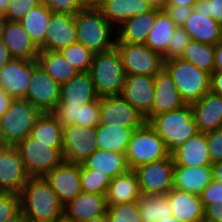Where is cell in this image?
Returning <instances> with one entry per match:
<instances>
[{"mask_svg":"<svg viewBox=\"0 0 222 222\" xmlns=\"http://www.w3.org/2000/svg\"><path fill=\"white\" fill-rule=\"evenodd\" d=\"M198 0H165L164 5L194 6Z\"/></svg>","mask_w":222,"mask_h":222,"instance_id":"58","label":"cell"},{"mask_svg":"<svg viewBox=\"0 0 222 222\" xmlns=\"http://www.w3.org/2000/svg\"><path fill=\"white\" fill-rule=\"evenodd\" d=\"M107 217L109 222H141L137 201L109 205Z\"/></svg>","mask_w":222,"mask_h":222,"instance_id":"41","label":"cell"},{"mask_svg":"<svg viewBox=\"0 0 222 222\" xmlns=\"http://www.w3.org/2000/svg\"><path fill=\"white\" fill-rule=\"evenodd\" d=\"M153 8L148 0H107L99 11L116 28L131 17L147 13Z\"/></svg>","mask_w":222,"mask_h":222,"instance_id":"29","label":"cell"},{"mask_svg":"<svg viewBox=\"0 0 222 222\" xmlns=\"http://www.w3.org/2000/svg\"><path fill=\"white\" fill-rule=\"evenodd\" d=\"M172 156L133 169L141 195H166L173 188Z\"/></svg>","mask_w":222,"mask_h":222,"instance_id":"10","label":"cell"},{"mask_svg":"<svg viewBox=\"0 0 222 222\" xmlns=\"http://www.w3.org/2000/svg\"><path fill=\"white\" fill-rule=\"evenodd\" d=\"M204 217L214 222H222V205H207L204 208Z\"/></svg>","mask_w":222,"mask_h":222,"instance_id":"52","label":"cell"},{"mask_svg":"<svg viewBox=\"0 0 222 222\" xmlns=\"http://www.w3.org/2000/svg\"><path fill=\"white\" fill-rule=\"evenodd\" d=\"M4 222H28V220L23 214V212L20 210L17 214H15L13 217L7 219Z\"/></svg>","mask_w":222,"mask_h":222,"instance_id":"59","label":"cell"},{"mask_svg":"<svg viewBox=\"0 0 222 222\" xmlns=\"http://www.w3.org/2000/svg\"><path fill=\"white\" fill-rule=\"evenodd\" d=\"M148 123L162 138L170 153L198 132L191 104L158 114Z\"/></svg>","mask_w":222,"mask_h":222,"instance_id":"3","label":"cell"},{"mask_svg":"<svg viewBox=\"0 0 222 222\" xmlns=\"http://www.w3.org/2000/svg\"><path fill=\"white\" fill-rule=\"evenodd\" d=\"M158 222H182V221L178 220L175 216L171 215V216H168L164 219L162 218Z\"/></svg>","mask_w":222,"mask_h":222,"instance_id":"64","label":"cell"},{"mask_svg":"<svg viewBox=\"0 0 222 222\" xmlns=\"http://www.w3.org/2000/svg\"><path fill=\"white\" fill-rule=\"evenodd\" d=\"M154 7L163 8L165 0H148Z\"/></svg>","mask_w":222,"mask_h":222,"instance_id":"63","label":"cell"},{"mask_svg":"<svg viewBox=\"0 0 222 222\" xmlns=\"http://www.w3.org/2000/svg\"><path fill=\"white\" fill-rule=\"evenodd\" d=\"M164 68L171 75L185 104L200 100L210 91V74L181 58L164 60Z\"/></svg>","mask_w":222,"mask_h":222,"instance_id":"6","label":"cell"},{"mask_svg":"<svg viewBox=\"0 0 222 222\" xmlns=\"http://www.w3.org/2000/svg\"><path fill=\"white\" fill-rule=\"evenodd\" d=\"M44 177L64 206L82 192L80 164L63 161Z\"/></svg>","mask_w":222,"mask_h":222,"instance_id":"15","label":"cell"},{"mask_svg":"<svg viewBox=\"0 0 222 222\" xmlns=\"http://www.w3.org/2000/svg\"><path fill=\"white\" fill-rule=\"evenodd\" d=\"M79 105H69V103H57L56 107L50 112L58 123L62 126L76 125V112Z\"/></svg>","mask_w":222,"mask_h":222,"instance_id":"46","label":"cell"},{"mask_svg":"<svg viewBox=\"0 0 222 222\" xmlns=\"http://www.w3.org/2000/svg\"><path fill=\"white\" fill-rule=\"evenodd\" d=\"M161 10V8L154 7L147 13L136 15L124 21L116 27V43L144 44L155 24L156 16Z\"/></svg>","mask_w":222,"mask_h":222,"instance_id":"24","label":"cell"},{"mask_svg":"<svg viewBox=\"0 0 222 222\" xmlns=\"http://www.w3.org/2000/svg\"><path fill=\"white\" fill-rule=\"evenodd\" d=\"M155 76L126 75L122 96L138 110L148 122L152 118L155 97Z\"/></svg>","mask_w":222,"mask_h":222,"instance_id":"17","label":"cell"},{"mask_svg":"<svg viewBox=\"0 0 222 222\" xmlns=\"http://www.w3.org/2000/svg\"><path fill=\"white\" fill-rule=\"evenodd\" d=\"M139 127H122L112 125H98L96 127L97 149L109 150L125 154L132 134Z\"/></svg>","mask_w":222,"mask_h":222,"instance_id":"32","label":"cell"},{"mask_svg":"<svg viewBox=\"0 0 222 222\" xmlns=\"http://www.w3.org/2000/svg\"><path fill=\"white\" fill-rule=\"evenodd\" d=\"M154 92L152 118L164 112L178 110L186 105L181 99L171 75L164 67L155 75Z\"/></svg>","mask_w":222,"mask_h":222,"instance_id":"22","label":"cell"},{"mask_svg":"<svg viewBox=\"0 0 222 222\" xmlns=\"http://www.w3.org/2000/svg\"><path fill=\"white\" fill-rule=\"evenodd\" d=\"M32 72L33 60L12 58L0 71V89L12 99L25 98Z\"/></svg>","mask_w":222,"mask_h":222,"instance_id":"16","label":"cell"},{"mask_svg":"<svg viewBox=\"0 0 222 222\" xmlns=\"http://www.w3.org/2000/svg\"><path fill=\"white\" fill-rule=\"evenodd\" d=\"M63 129L51 113H42L30 136L43 144H63Z\"/></svg>","mask_w":222,"mask_h":222,"instance_id":"38","label":"cell"},{"mask_svg":"<svg viewBox=\"0 0 222 222\" xmlns=\"http://www.w3.org/2000/svg\"><path fill=\"white\" fill-rule=\"evenodd\" d=\"M214 71H222V40L215 45V68Z\"/></svg>","mask_w":222,"mask_h":222,"instance_id":"56","label":"cell"},{"mask_svg":"<svg viewBox=\"0 0 222 222\" xmlns=\"http://www.w3.org/2000/svg\"><path fill=\"white\" fill-rule=\"evenodd\" d=\"M12 58L9 49L0 39V71Z\"/></svg>","mask_w":222,"mask_h":222,"instance_id":"54","label":"cell"},{"mask_svg":"<svg viewBox=\"0 0 222 222\" xmlns=\"http://www.w3.org/2000/svg\"><path fill=\"white\" fill-rule=\"evenodd\" d=\"M212 180L222 182V162L211 165Z\"/></svg>","mask_w":222,"mask_h":222,"instance_id":"57","label":"cell"},{"mask_svg":"<svg viewBox=\"0 0 222 222\" xmlns=\"http://www.w3.org/2000/svg\"><path fill=\"white\" fill-rule=\"evenodd\" d=\"M59 52L79 72L89 71L94 54L85 46L75 43L62 48Z\"/></svg>","mask_w":222,"mask_h":222,"instance_id":"40","label":"cell"},{"mask_svg":"<svg viewBox=\"0 0 222 222\" xmlns=\"http://www.w3.org/2000/svg\"><path fill=\"white\" fill-rule=\"evenodd\" d=\"M47 26L45 41L39 46L41 51H60L77 43L74 15L52 12Z\"/></svg>","mask_w":222,"mask_h":222,"instance_id":"18","label":"cell"},{"mask_svg":"<svg viewBox=\"0 0 222 222\" xmlns=\"http://www.w3.org/2000/svg\"><path fill=\"white\" fill-rule=\"evenodd\" d=\"M88 72L99 97L122 94L126 74L116 46L94 54Z\"/></svg>","mask_w":222,"mask_h":222,"instance_id":"4","label":"cell"},{"mask_svg":"<svg viewBox=\"0 0 222 222\" xmlns=\"http://www.w3.org/2000/svg\"><path fill=\"white\" fill-rule=\"evenodd\" d=\"M40 2L55 13H68L75 16L83 10L76 0H40Z\"/></svg>","mask_w":222,"mask_h":222,"instance_id":"48","label":"cell"},{"mask_svg":"<svg viewBox=\"0 0 222 222\" xmlns=\"http://www.w3.org/2000/svg\"><path fill=\"white\" fill-rule=\"evenodd\" d=\"M96 127L68 125L63 129L64 161L82 164L97 150Z\"/></svg>","mask_w":222,"mask_h":222,"instance_id":"12","label":"cell"},{"mask_svg":"<svg viewBox=\"0 0 222 222\" xmlns=\"http://www.w3.org/2000/svg\"><path fill=\"white\" fill-rule=\"evenodd\" d=\"M13 58L35 60L40 52L19 21L3 19L1 38Z\"/></svg>","mask_w":222,"mask_h":222,"instance_id":"19","label":"cell"},{"mask_svg":"<svg viewBox=\"0 0 222 222\" xmlns=\"http://www.w3.org/2000/svg\"><path fill=\"white\" fill-rule=\"evenodd\" d=\"M176 28L173 20L162 9L156 16L155 24L144 44L159 53L164 60H168V45Z\"/></svg>","mask_w":222,"mask_h":222,"instance_id":"33","label":"cell"},{"mask_svg":"<svg viewBox=\"0 0 222 222\" xmlns=\"http://www.w3.org/2000/svg\"><path fill=\"white\" fill-rule=\"evenodd\" d=\"M106 195L95 193H79L64 206V218L70 222H82L107 214Z\"/></svg>","mask_w":222,"mask_h":222,"instance_id":"20","label":"cell"},{"mask_svg":"<svg viewBox=\"0 0 222 222\" xmlns=\"http://www.w3.org/2000/svg\"><path fill=\"white\" fill-rule=\"evenodd\" d=\"M141 198L137 175L133 170L112 178L106 194L107 205L130 203Z\"/></svg>","mask_w":222,"mask_h":222,"instance_id":"30","label":"cell"},{"mask_svg":"<svg viewBox=\"0 0 222 222\" xmlns=\"http://www.w3.org/2000/svg\"><path fill=\"white\" fill-rule=\"evenodd\" d=\"M170 155L171 153L162 138L148 122L135 129L125 153L130 170L154 161L163 160Z\"/></svg>","mask_w":222,"mask_h":222,"instance_id":"7","label":"cell"},{"mask_svg":"<svg viewBox=\"0 0 222 222\" xmlns=\"http://www.w3.org/2000/svg\"><path fill=\"white\" fill-rule=\"evenodd\" d=\"M20 208L28 221L58 222L64 205L44 176L29 177L20 192Z\"/></svg>","mask_w":222,"mask_h":222,"instance_id":"1","label":"cell"},{"mask_svg":"<svg viewBox=\"0 0 222 222\" xmlns=\"http://www.w3.org/2000/svg\"><path fill=\"white\" fill-rule=\"evenodd\" d=\"M99 125L122 127H141L147 121L121 94L100 97Z\"/></svg>","mask_w":222,"mask_h":222,"instance_id":"13","label":"cell"},{"mask_svg":"<svg viewBox=\"0 0 222 222\" xmlns=\"http://www.w3.org/2000/svg\"><path fill=\"white\" fill-rule=\"evenodd\" d=\"M194 9L197 12H205L222 26V0H198Z\"/></svg>","mask_w":222,"mask_h":222,"instance_id":"49","label":"cell"},{"mask_svg":"<svg viewBox=\"0 0 222 222\" xmlns=\"http://www.w3.org/2000/svg\"><path fill=\"white\" fill-rule=\"evenodd\" d=\"M20 210V194L0 192V222L10 219Z\"/></svg>","mask_w":222,"mask_h":222,"instance_id":"44","label":"cell"},{"mask_svg":"<svg viewBox=\"0 0 222 222\" xmlns=\"http://www.w3.org/2000/svg\"><path fill=\"white\" fill-rule=\"evenodd\" d=\"M172 215L182 222H199L204 217L200 195L172 188L167 193Z\"/></svg>","mask_w":222,"mask_h":222,"instance_id":"27","label":"cell"},{"mask_svg":"<svg viewBox=\"0 0 222 222\" xmlns=\"http://www.w3.org/2000/svg\"><path fill=\"white\" fill-rule=\"evenodd\" d=\"M37 62L60 85L70 81L79 72L59 51L40 50Z\"/></svg>","mask_w":222,"mask_h":222,"instance_id":"34","label":"cell"},{"mask_svg":"<svg viewBox=\"0 0 222 222\" xmlns=\"http://www.w3.org/2000/svg\"><path fill=\"white\" fill-rule=\"evenodd\" d=\"M191 107L198 132L208 133L222 127V95L209 91Z\"/></svg>","mask_w":222,"mask_h":222,"instance_id":"21","label":"cell"},{"mask_svg":"<svg viewBox=\"0 0 222 222\" xmlns=\"http://www.w3.org/2000/svg\"><path fill=\"white\" fill-rule=\"evenodd\" d=\"M15 147L30 177L45 176L64 161L63 144H43L29 135Z\"/></svg>","mask_w":222,"mask_h":222,"instance_id":"8","label":"cell"},{"mask_svg":"<svg viewBox=\"0 0 222 222\" xmlns=\"http://www.w3.org/2000/svg\"><path fill=\"white\" fill-rule=\"evenodd\" d=\"M171 156L175 166H211V158L208 152L206 133L197 132L185 143L175 149Z\"/></svg>","mask_w":222,"mask_h":222,"instance_id":"23","label":"cell"},{"mask_svg":"<svg viewBox=\"0 0 222 222\" xmlns=\"http://www.w3.org/2000/svg\"><path fill=\"white\" fill-rule=\"evenodd\" d=\"M12 100L13 99L7 93L0 89V119L8 110Z\"/></svg>","mask_w":222,"mask_h":222,"instance_id":"55","label":"cell"},{"mask_svg":"<svg viewBox=\"0 0 222 222\" xmlns=\"http://www.w3.org/2000/svg\"><path fill=\"white\" fill-rule=\"evenodd\" d=\"M192 39L183 27H177L168 45V60L179 58Z\"/></svg>","mask_w":222,"mask_h":222,"instance_id":"45","label":"cell"},{"mask_svg":"<svg viewBox=\"0 0 222 222\" xmlns=\"http://www.w3.org/2000/svg\"><path fill=\"white\" fill-rule=\"evenodd\" d=\"M40 3V0H10L6 14L2 18L7 21H19Z\"/></svg>","mask_w":222,"mask_h":222,"instance_id":"43","label":"cell"},{"mask_svg":"<svg viewBox=\"0 0 222 222\" xmlns=\"http://www.w3.org/2000/svg\"><path fill=\"white\" fill-rule=\"evenodd\" d=\"M58 222H70V221H68V220H66L65 218H63V219H61V220L58 221Z\"/></svg>","mask_w":222,"mask_h":222,"instance_id":"68","label":"cell"},{"mask_svg":"<svg viewBox=\"0 0 222 222\" xmlns=\"http://www.w3.org/2000/svg\"><path fill=\"white\" fill-rule=\"evenodd\" d=\"M201 202L204 208L207 205H222V182L212 180L200 194Z\"/></svg>","mask_w":222,"mask_h":222,"instance_id":"50","label":"cell"},{"mask_svg":"<svg viewBox=\"0 0 222 222\" xmlns=\"http://www.w3.org/2000/svg\"><path fill=\"white\" fill-rule=\"evenodd\" d=\"M82 165L87 169L105 173L110 179L130 170L125 154L101 149H97Z\"/></svg>","mask_w":222,"mask_h":222,"instance_id":"31","label":"cell"},{"mask_svg":"<svg viewBox=\"0 0 222 222\" xmlns=\"http://www.w3.org/2000/svg\"><path fill=\"white\" fill-rule=\"evenodd\" d=\"M212 181L211 166H174L173 188L200 195Z\"/></svg>","mask_w":222,"mask_h":222,"instance_id":"28","label":"cell"},{"mask_svg":"<svg viewBox=\"0 0 222 222\" xmlns=\"http://www.w3.org/2000/svg\"><path fill=\"white\" fill-rule=\"evenodd\" d=\"M182 27L194 41L216 45L222 40V26L205 12L193 9Z\"/></svg>","mask_w":222,"mask_h":222,"instance_id":"26","label":"cell"},{"mask_svg":"<svg viewBox=\"0 0 222 222\" xmlns=\"http://www.w3.org/2000/svg\"><path fill=\"white\" fill-rule=\"evenodd\" d=\"M2 25H3V18L0 17V38H1V29H2Z\"/></svg>","mask_w":222,"mask_h":222,"instance_id":"66","label":"cell"},{"mask_svg":"<svg viewBox=\"0 0 222 222\" xmlns=\"http://www.w3.org/2000/svg\"><path fill=\"white\" fill-rule=\"evenodd\" d=\"M100 98L96 101L89 102L77 107L76 126L87 128L97 127L100 123Z\"/></svg>","mask_w":222,"mask_h":222,"instance_id":"42","label":"cell"},{"mask_svg":"<svg viewBox=\"0 0 222 222\" xmlns=\"http://www.w3.org/2000/svg\"><path fill=\"white\" fill-rule=\"evenodd\" d=\"M80 178L82 191L86 193H95L106 195L111 179L100 171L87 169L80 164Z\"/></svg>","mask_w":222,"mask_h":222,"instance_id":"39","label":"cell"},{"mask_svg":"<svg viewBox=\"0 0 222 222\" xmlns=\"http://www.w3.org/2000/svg\"><path fill=\"white\" fill-rule=\"evenodd\" d=\"M208 152L212 164L222 162V127L206 133Z\"/></svg>","mask_w":222,"mask_h":222,"instance_id":"47","label":"cell"},{"mask_svg":"<svg viewBox=\"0 0 222 222\" xmlns=\"http://www.w3.org/2000/svg\"><path fill=\"white\" fill-rule=\"evenodd\" d=\"M60 88L61 85L43 70L37 59L33 60L32 78L25 99L43 113H50L59 102Z\"/></svg>","mask_w":222,"mask_h":222,"instance_id":"11","label":"cell"},{"mask_svg":"<svg viewBox=\"0 0 222 222\" xmlns=\"http://www.w3.org/2000/svg\"><path fill=\"white\" fill-rule=\"evenodd\" d=\"M29 177L17 148L0 145V192L20 194Z\"/></svg>","mask_w":222,"mask_h":222,"instance_id":"14","label":"cell"},{"mask_svg":"<svg viewBox=\"0 0 222 222\" xmlns=\"http://www.w3.org/2000/svg\"><path fill=\"white\" fill-rule=\"evenodd\" d=\"M179 58L211 75L215 68V45L191 40Z\"/></svg>","mask_w":222,"mask_h":222,"instance_id":"37","label":"cell"},{"mask_svg":"<svg viewBox=\"0 0 222 222\" xmlns=\"http://www.w3.org/2000/svg\"><path fill=\"white\" fill-rule=\"evenodd\" d=\"M10 0H0V17L6 14Z\"/></svg>","mask_w":222,"mask_h":222,"instance_id":"61","label":"cell"},{"mask_svg":"<svg viewBox=\"0 0 222 222\" xmlns=\"http://www.w3.org/2000/svg\"><path fill=\"white\" fill-rule=\"evenodd\" d=\"M42 111L27 99H13L0 119V145L16 146L31 134Z\"/></svg>","mask_w":222,"mask_h":222,"instance_id":"5","label":"cell"},{"mask_svg":"<svg viewBox=\"0 0 222 222\" xmlns=\"http://www.w3.org/2000/svg\"><path fill=\"white\" fill-rule=\"evenodd\" d=\"M126 75L155 76L164 67V58L145 44L116 43Z\"/></svg>","mask_w":222,"mask_h":222,"instance_id":"9","label":"cell"},{"mask_svg":"<svg viewBox=\"0 0 222 222\" xmlns=\"http://www.w3.org/2000/svg\"><path fill=\"white\" fill-rule=\"evenodd\" d=\"M177 27H182L191 15L194 6L164 5L162 8Z\"/></svg>","mask_w":222,"mask_h":222,"instance_id":"51","label":"cell"},{"mask_svg":"<svg viewBox=\"0 0 222 222\" xmlns=\"http://www.w3.org/2000/svg\"><path fill=\"white\" fill-rule=\"evenodd\" d=\"M100 97L89 72H78L70 81L61 84L58 103L82 106Z\"/></svg>","mask_w":222,"mask_h":222,"instance_id":"25","label":"cell"},{"mask_svg":"<svg viewBox=\"0 0 222 222\" xmlns=\"http://www.w3.org/2000/svg\"><path fill=\"white\" fill-rule=\"evenodd\" d=\"M82 222H109V221H108L107 214H105L103 216H98V217H95V218H92V219H87V220L82 221Z\"/></svg>","mask_w":222,"mask_h":222,"instance_id":"62","label":"cell"},{"mask_svg":"<svg viewBox=\"0 0 222 222\" xmlns=\"http://www.w3.org/2000/svg\"><path fill=\"white\" fill-rule=\"evenodd\" d=\"M107 0H89V10H100Z\"/></svg>","mask_w":222,"mask_h":222,"instance_id":"60","label":"cell"},{"mask_svg":"<svg viewBox=\"0 0 222 222\" xmlns=\"http://www.w3.org/2000/svg\"><path fill=\"white\" fill-rule=\"evenodd\" d=\"M74 21L77 43L88 48L93 54L110 50L116 46V28L99 10L83 9L74 16Z\"/></svg>","mask_w":222,"mask_h":222,"instance_id":"2","label":"cell"},{"mask_svg":"<svg viewBox=\"0 0 222 222\" xmlns=\"http://www.w3.org/2000/svg\"><path fill=\"white\" fill-rule=\"evenodd\" d=\"M199 222H214V221L208 220L205 217H203Z\"/></svg>","mask_w":222,"mask_h":222,"instance_id":"67","label":"cell"},{"mask_svg":"<svg viewBox=\"0 0 222 222\" xmlns=\"http://www.w3.org/2000/svg\"><path fill=\"white\" fill-rule=\"evenodd\" d=\"M210 92L222 95V71H214L210 75Z\"/></svg>","mask_w":222,"mask_h":222,"instance_id":"53","label":"cell"},{"mask_svg":"<svg viewBox=\"0 0 222 222\" xmlns=\"http://www.w3.org/2000/svg\"><path fill=\"white\" fill-rule=\"evenodd\" d=\"M141 222H158L172 215V208L166 195H141L137 200Z\"/></svg>","mask_w":222,"mask_h":222,"instance_id":"36","label":"cell"},{"mask_svg":"<svg viewBox=\"0 0 222 222\" xmlns=\"http://www.w3.org/2000/svg\"><path fill=\"white\" fill-rule=\"evenodd\" d=\"M76 1L84 10H89V0H76Z\"/></svg>","mask_w":222,"mask_h":222,"instance_id":"65","label":"cell"},{"mask_svg":"<svg viewBox=\"0 0 222 222\" xmlns=\"http://www.w3.org/2000/svg\"><path fill=\"white\" fill-rule=\"evenodd\" d=\"M51 13L52 11L46 5L40 3L19 20L38 47L45 41Z\"/></svg>","mask_w":222,"mask_h":222,"instance_id":"35","label":"cell"}]
</instances>
